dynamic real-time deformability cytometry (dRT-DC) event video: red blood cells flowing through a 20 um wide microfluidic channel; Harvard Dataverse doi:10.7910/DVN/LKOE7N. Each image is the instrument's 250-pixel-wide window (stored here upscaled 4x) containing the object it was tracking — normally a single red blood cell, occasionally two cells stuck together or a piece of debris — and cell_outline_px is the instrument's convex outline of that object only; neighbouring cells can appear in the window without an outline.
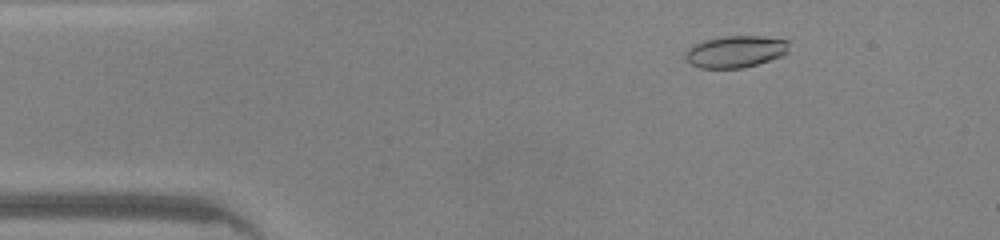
{"species": "common noctule bat (a hibernating species)", "species_latin": "Nyctalus noctula", "temperature_condition": "warm", "stored_images_in_passage": 42, "camera_frame_rate_fps": 3000, "um_per_image_px": 0.085, "animal": {"sex": "male", "body_mass_g": 20.0, "forearm_length_mm": 53.3}, "frame": {"image": 1, "passage_image": 2, "time_ms": 0.333, "image_size_px": [1000, 240], "cell_outline_px": [[788, 52], [780, 56], [756, 64], [740, 68], [700, 68], [692, 64], [684, 56], [684, 52], [688, 48], [704, 40], [724, 36], [760, 36], [788, 40]], "centroid_in_image_um": [62.5, 4.38], "position_along_channel_um": 22.5, "area_um2": 19.02}}
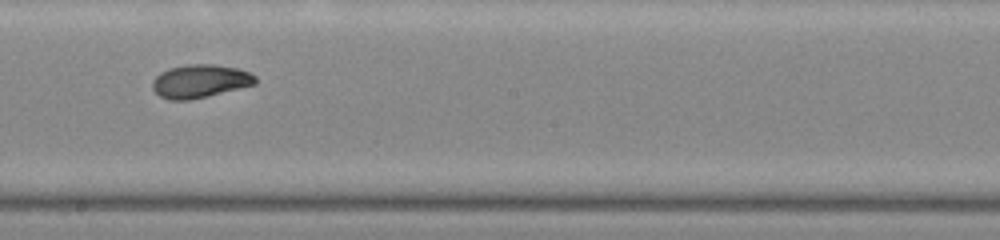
{"frame": {"image": 2, "passage_image": 21, "time_ms": 6.667, "image_size_px": [1000, 240], "cell_outline_px": [[256, 84], [188, 100], [168, 100], [160, 96], [152, 88], [152, 80], [160, 72], [168, 68], [188, 64], [216, 64], [236, 68], [248, 72], [256, 76]], "centroid_in_image_um": [16.97, 6.88], "position_along_channel_um": 231.2, "area_um2": 19.83}}
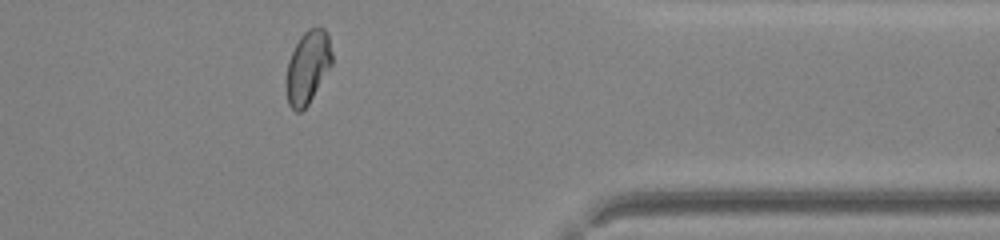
{"frame": {"image": 3, "passage_image": 33, "time_ms": 10.667, "image_size_px": [1000, 240], "cell_outline_px": [[332, 64], [308, 104], [300, 112], [296, 112], [288, 104], [284, 84], [288, 60], [300, 36], [308, 28], [324, 28], [328, 36], [332, 52]], "centroid_in_image_um": [26.13, 5.72], "position_along_channel_um": 385.3, "area_um2": 19.48}, "authors_computed_cell_mechanics": {"area_um2": 19.7676, "velocity_mm_per_s": 4.3479, "shape_relaxation_time_tau1_ms": 3.7377, "shape_relaxation_time_tau2_ms": 1.883, "deformation_change_tau1": 0.1953, "deformation_change_tau2": 0.0656}}